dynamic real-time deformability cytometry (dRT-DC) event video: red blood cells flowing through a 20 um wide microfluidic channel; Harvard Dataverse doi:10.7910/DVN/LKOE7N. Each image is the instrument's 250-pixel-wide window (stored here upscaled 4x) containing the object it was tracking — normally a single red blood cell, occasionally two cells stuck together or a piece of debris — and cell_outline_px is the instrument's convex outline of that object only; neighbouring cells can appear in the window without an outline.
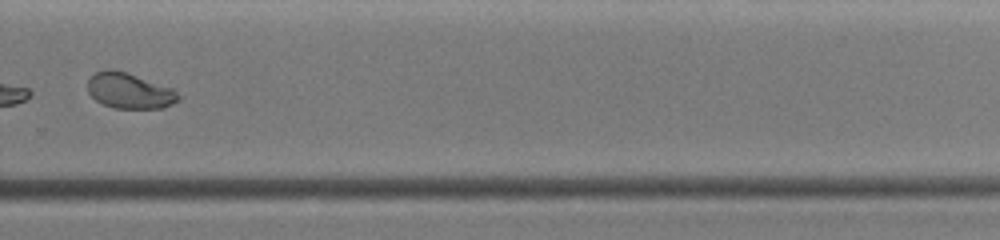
{"species": "common noctule bat (a hibernating species)", "species_latin": "Nyctalus noctula", "temperature_condition": "warm", "stored_images_in_passage": 39, "camera_frame_rate_fps": 3000, "um_per_image_px": 0.085, "animal": {"sex": "female", "body_mass_g": 19.0, "forearm_length_mm": 51.5}, "frame": {"image": 1, "passage_image": 29, "time_ms": 9.333, "image_size_px": [1000, 240], "cell_outline_px": [[180, 100], [164, 108], [116, 108], [104, 104], [96, 100], [88, 92], [88, 80], [96, 72], [104, 68], [112, 68], [176, 88], [180, 96]], "centroid_in_image_um": [11.05, 7.7], "position_along_channel_um": 318.7, "area_um2": 19.02}}